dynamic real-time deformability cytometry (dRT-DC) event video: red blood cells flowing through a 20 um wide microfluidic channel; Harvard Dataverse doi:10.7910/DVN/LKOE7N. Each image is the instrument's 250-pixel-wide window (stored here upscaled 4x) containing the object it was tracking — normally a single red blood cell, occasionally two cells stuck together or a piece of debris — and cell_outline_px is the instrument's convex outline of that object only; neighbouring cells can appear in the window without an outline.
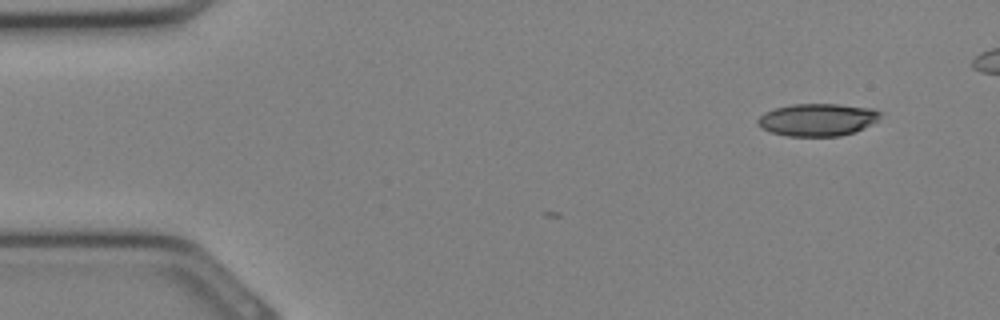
{"species": "Egyptian fruit bat (a non-hibernating species)", "species_latin": "Rousettus aegyptiacus", "temperature_condition": "cold", "stored_images_in_passage": 4, "camera_frame_rate_fps": 3000, "um_per_image_px": 0.085, "animal": {"sex": "female"}, "frame": {"image": 1, "passage_image": 4, "time_ms": 1.0, "image_size_px": [1000, 320], "cell_outline_px": [[884, 112], [876, 120], [856, 132], [840, 136], [788, 136], [772, 132], [760, 128], [756, 124], [756, 120], [764, 112], [776, 108], [792, 104], [840, 104], [872, 108]], "centroid_in_image_um": [69.47, 10.17], "position_along_channel_um": 15.5, "area_um2": 23.29}}